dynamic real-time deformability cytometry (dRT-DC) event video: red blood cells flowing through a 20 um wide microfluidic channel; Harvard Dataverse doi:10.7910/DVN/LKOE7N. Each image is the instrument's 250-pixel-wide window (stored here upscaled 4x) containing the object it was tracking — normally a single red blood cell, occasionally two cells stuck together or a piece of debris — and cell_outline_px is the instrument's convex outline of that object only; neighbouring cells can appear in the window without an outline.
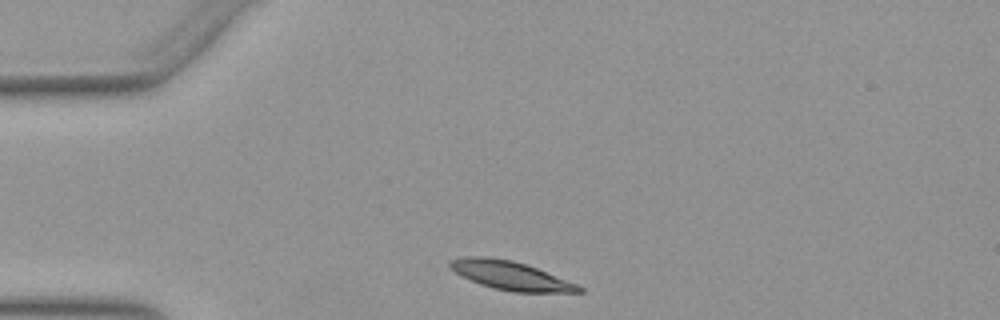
{"species": "Egyptian fruit bat (a non-hibernating species)", "species_latin": "Rousettus aegyptiacus", "temperature_condition": "warm", "stored_images_in_passage": 32, "camera_frame_rate_fps": 3000, "um_per_image_px": 0.085, "animal": {"sex": "female"}, "frame": {"image": 1, "passage_image": 2, "time_ms": 0.333, "image_size_px": [1000, 320], "cell_outline_px": [[584, 292], [512, 292], [492, 288], [480, 284], [460, 276], [448, 268], [448, 264], [452, 260], [464, 256], [484, 256], [512, 260], [536, 268], [580, 284], [584, 288]], "centroid_in_image_um": [43.4, 23.43], "position_along_channel_um": 41.6, "area_um2": 21.73}}
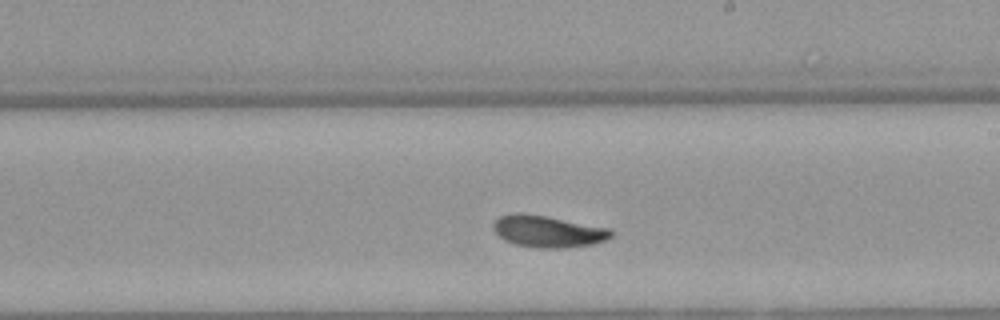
{"frame": {"image": 2, "passage_image": 20, "time_ms": 6.333, "image_size_px": [1000, 320], "cell_outline_px": [[612, 236], [604, 240], [592, 244], [564, 248], [540, 248], [516, 244], [504, 240], [492, 228], [492, 224], [500, 216], [516, 212], [520, 212], [548, 216], [612, 228]], "centroid_in_image_um": [46.58, 19.65], "position_along_channel_um": 242.4, "area_um2": 21.91}}
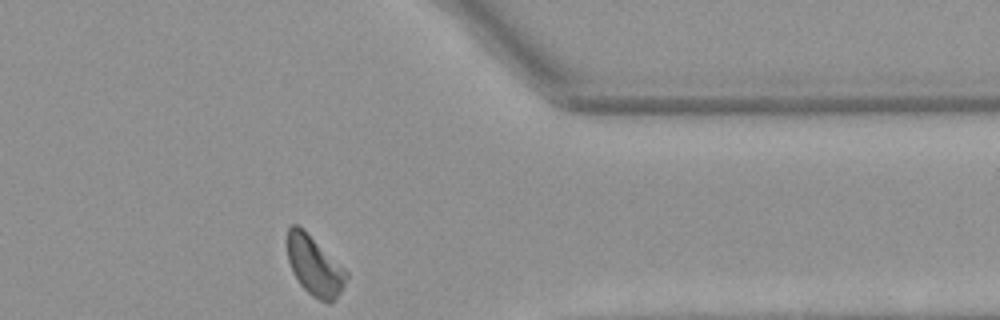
{"frame": {"image": 3, "passage_image": 32, "time_ms": 10.333, "image_size_px": [1000, 320], "cell_outline_px": [[348, 276], [340, 292], [332, 304], [328, 304], [312, 296], [300, 284], [292, 272], [288, 260], [288, 228], [292, 224], [296, 224], [304, 228], [348, 272]], "centroid_in_image_um": [26.74, 22.6], "position_along_channel_um": 384.7, "area_um2": 20.46}, "authors_computed_cell_mechanics": {"area_um2": 21.5305, "velocity_mm_per_s": 3.8632, "shape_relaxation_time_tau1_ms": 3.6269, "shape_relaxation_time_tau2_ms": 5.4293, "deformation_change_tau1": 0.1119, "deformation_change_tau2": 0.1037}}